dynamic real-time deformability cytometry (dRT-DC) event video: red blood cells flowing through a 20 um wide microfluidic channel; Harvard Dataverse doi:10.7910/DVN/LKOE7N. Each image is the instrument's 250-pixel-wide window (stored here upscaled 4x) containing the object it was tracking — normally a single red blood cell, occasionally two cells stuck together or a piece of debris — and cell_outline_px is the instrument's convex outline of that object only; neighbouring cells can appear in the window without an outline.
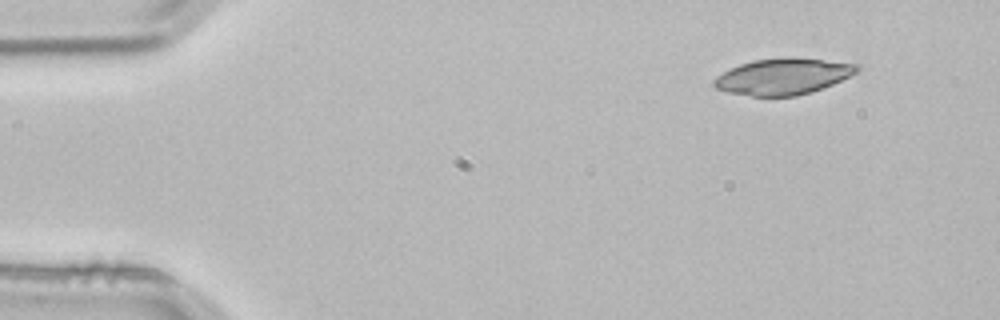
{"species": "common noctule bat (a hibernating species)", "species_latin": "Nyctalus noctula", "temperature_condition": "room temperature", "stored_images_in_passage": 2, "camera_frame_rate_fps": 3000, "um_per_image_px": 0.085, "animal": {"sex": "male", "body_mass_g": 21.5, "forearm_length_mm": 52.0}, "frame": {"image": 1, "passage_image": 1, "time_ms": 0.0, "image_size_px": [1000, 320], "cell_outline_px": [[860, 68], [856, 72], [832, 84], [812, 92], [796, 96], [752, 96], [728, 92], [716, 88], [712, 84], [712, 80], [716, 76], [740, 64], [752, 60], [824, 60], [860, 64]], "centroid_in_image_um": [66.52, 6.54], "position_along_channel_um": 18.5, "area_um2": 29.13}}